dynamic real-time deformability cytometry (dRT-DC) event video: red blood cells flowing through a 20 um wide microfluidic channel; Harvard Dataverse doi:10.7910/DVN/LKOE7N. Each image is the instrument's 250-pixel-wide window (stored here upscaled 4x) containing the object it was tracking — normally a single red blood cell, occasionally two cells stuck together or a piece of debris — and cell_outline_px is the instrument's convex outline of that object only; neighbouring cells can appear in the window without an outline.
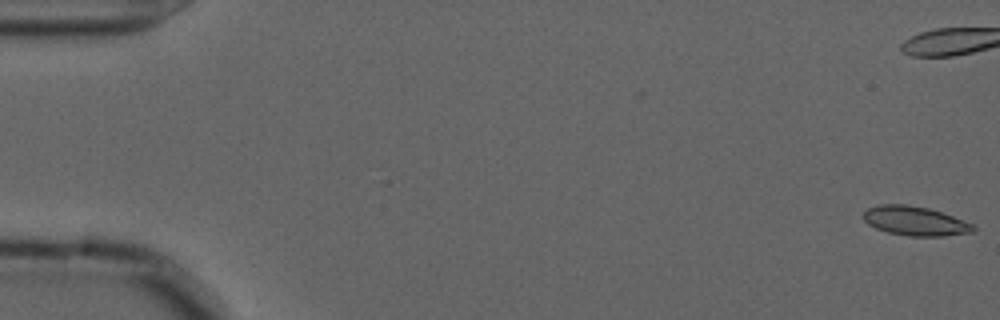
{"species": "common noctule bat (a hibernating species)", "species_latin": "Nyctalus noctula", "temperature_condition": "cold", "stored_images_in_passage": 57, "camera_frame_rate_fps": 3000, "um_per_image_px": 0.085, "animal": {"sex": "male", "forearm_length_mm": 52.5}, "frame": {"image": 1, "passage_image": 1, "time_ms": 0.0, "image_size_px": [1000, 320], "cell_outline_px": [[976, 228], [972, 232], [944, 236], [908, 236], [888, 232], [876, 228], [868, 224], [864, 220], [864, 212], [868, 208], [880, 204], [908, 204], [928, 208], [976, 224]], "centroid_in_image_um": [77.8, 18.78], "position_along_channel_um": 7.2, "area_um2": 18.73}, "authors_computed_cell_mechanics": {"area_um2": 18.0336, "velocity_mm_per_s": 3.6665, "shape_relaxation_time_tau1_ms": null, "shape_relaxation_time_tau2_ms": 2.9661, "deformation_change_tau1": null, "deformation_change_tau2": 0.0845}}